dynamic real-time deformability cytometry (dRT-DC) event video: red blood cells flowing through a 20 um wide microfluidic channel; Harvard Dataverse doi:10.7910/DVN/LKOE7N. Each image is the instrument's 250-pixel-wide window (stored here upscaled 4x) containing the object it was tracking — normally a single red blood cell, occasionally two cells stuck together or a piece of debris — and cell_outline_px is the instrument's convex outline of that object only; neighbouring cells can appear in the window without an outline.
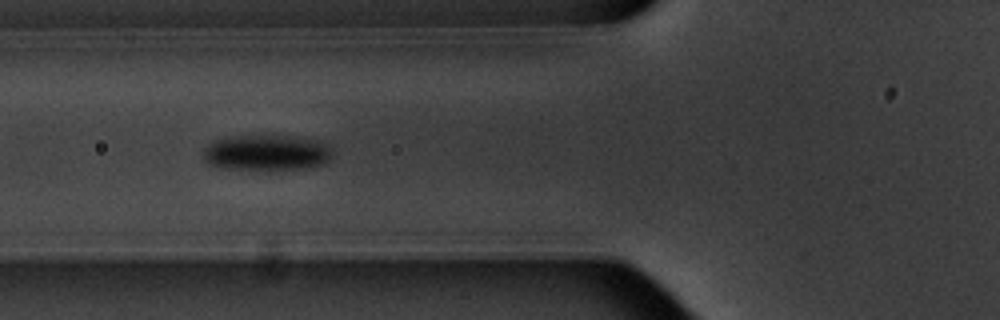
{"species": "common noctule bat (a hibernating species)", "species_latin": "Nyctalus noctula", "temperature_condition": "warm", "stored_images_in_passage": 12, "camera_frame_rate_fps": 3000, "um_per_image_px": 0.085, "animal": {"sex": "male", "body_mass_g": 20.1, "forearm_length_mm": 53.5}, "frame": {"image": 1, "passage_image": 3, "time_ms": 2.333, "image_size_px": [1000, 320], "cell_outline_px": [[332, 156], [324, 164], [304, 168], [272, 172], [268, 172], [220, 168], [208, 164], [204, 160], [204, 148], [208, 144], [216, 140], [228, 136], [284, 136], [308, 140], [320, 144], [328, 148], [332, 152]], "centroid_in_image_um": [22.55, 13.04], "position_along_channel_um": 103.2, "area_um2": 27.11}}
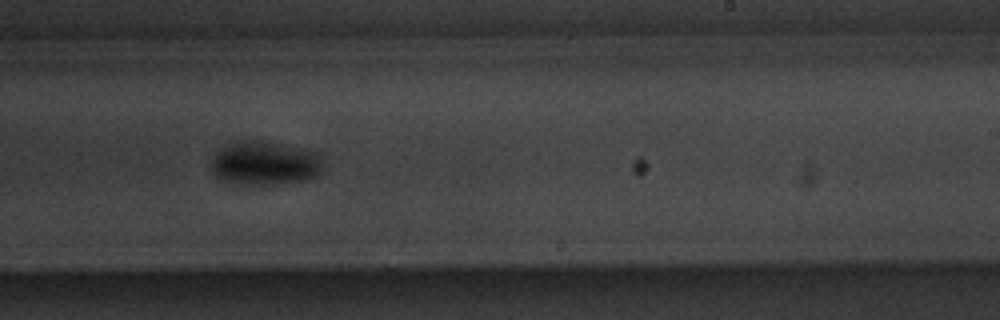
{"frame": {"image": 2, "passage_image": 7, "time_ms": 7.0, "image_size_px": [1000, 320], "cell_outline_px": [[324, 168], [320, 172], [304, 180], [276, 184], [248, 184], [220, 180], [212, 172], [212, 160], [232, 140], [264, 140], [316, 152], [320, 156]], "centroid_in_image_um": [22.52, 13.86], "position_along_channel_um": 266.5, "area_um2": 28.26}}
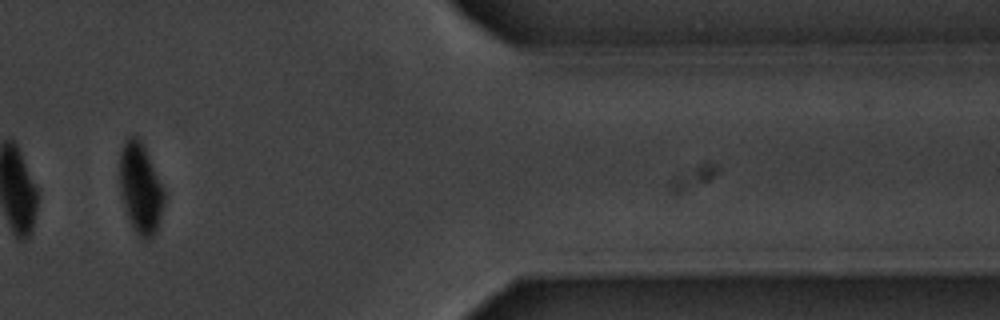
{"frame": {"image": 3, "passage_image": 10, "time_ms": 11.667, "image_size_px": [1000, 320], "cell_outline_px": [[164, 204], [156, 232], [148, 240], [144, 240], [136, 232], [128, 216], [120, 192], [120, 152], [124, 140], [132, 132], [140, 140], [164, 188]], "centroid_in_image_um": [11.93, 15.97], "position_along_channel_um": 399.5, "area_um2": 23.18}, "authors_computed_cell_mechanics": {"area_um2": 26.7325, "velocity_mm_per_s": 3.5012, "shape_relaxation_time_tau1_ms": 1.6904, "shape_relaxation_time_tau2_ms": 9.5358, "deformation_change_tau1": 0.0912, "deformation_change_tau2": 0.0532}}